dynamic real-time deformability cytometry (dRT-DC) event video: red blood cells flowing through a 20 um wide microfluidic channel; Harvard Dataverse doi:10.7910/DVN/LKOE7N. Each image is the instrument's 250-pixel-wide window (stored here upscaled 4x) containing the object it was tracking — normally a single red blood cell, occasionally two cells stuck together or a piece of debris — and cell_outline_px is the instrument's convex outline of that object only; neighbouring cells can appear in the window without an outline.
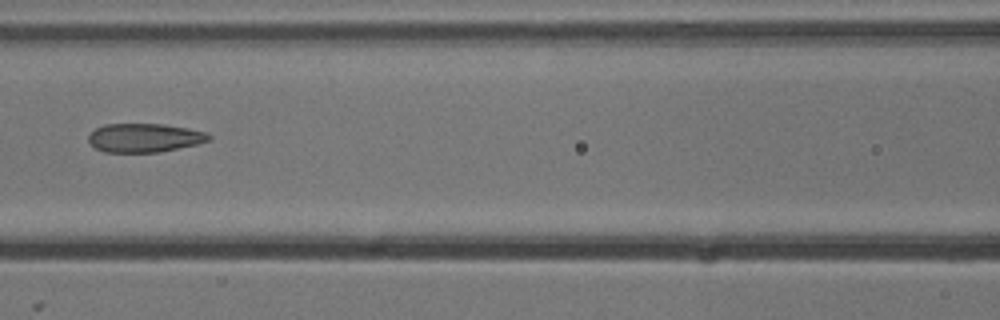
{"species": "common noctule bat (a hibernating species)", "species_latin": "Nyctalus noctula", "temperature_condition": "cold", "stored_images_in_passage": 11, "camera_frame_rate_fps": 3000, "um_per_image_px": 0.085, "animal": {"sex": "male", "body_mass_g": 13.3}, "frame": {"image": 1, "passage_image": 8, "time_ms": 2.333, "image_size_px": [1000, 320], "cell_outline_px": [[212, 140], [196, 144], [160, 152], [104, 152], [96, 148], [88, 140], [88, 136], [96, 128], [104, 124], [164, 124], [188, 128], [208, 132], [212, 136]], "centroid_in_image_um": [12.32, 11.71], "position_along_channel_um": 154.3, "area_um2": 20.23}}
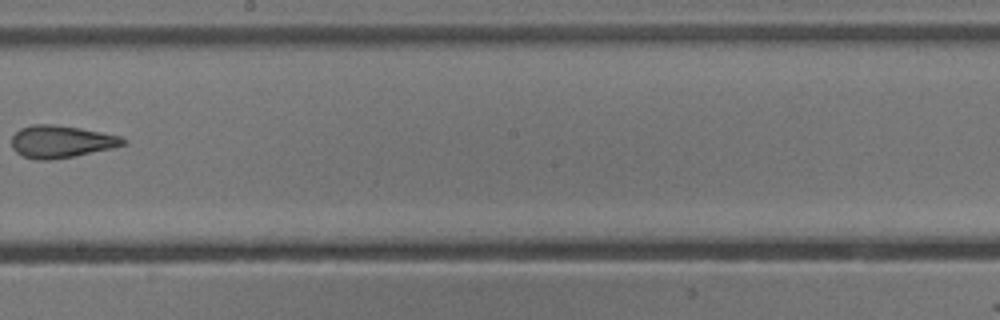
{"frame": {"image": 2, "passage_image": 10, "time_ms": 3.0, "image_size_px": [1000, 320], "cell_outline_px": [[128, 144], [112, 148], [72, 156], [48, 160], [36, 160], [24, 156], [16, 152], [12, 148], [12, 136], [20, 128], [32, 124], [52, 124], [80, 128], [120, 136], [128, 140]], "centroid_in_image_um": [5.2, 12.03], "position_along_channel_um": 243.0, "area_um2": 20.92}}
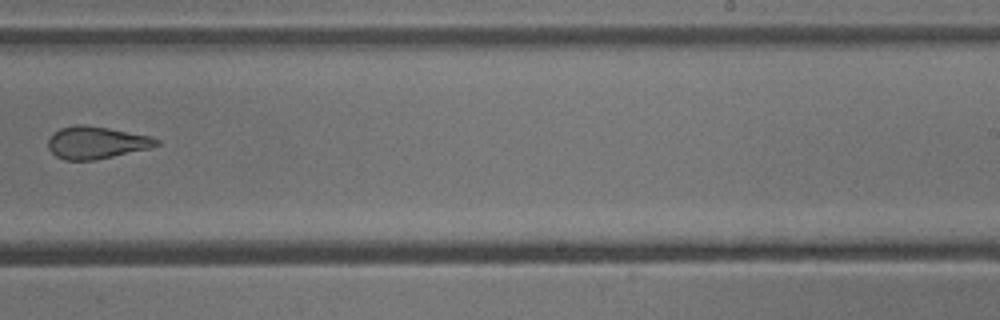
{"frame": {"image": 3, "passage_image": 11, "time_ms": 3.333, "image_size_px": [1000, 320], "cell_outline_px": [[160, 144], [152, 148], [96, 160], [64, 160], [56, 156], [48, 148], [48, 140], [60, 128], [76, 124], [84, 124], [108, 128], [152, 136], [160, 140]], "centroid_in_image_um": [8.23, 12.12], "position_along_channel_um": 280.8, "area_um2": 20.52}}